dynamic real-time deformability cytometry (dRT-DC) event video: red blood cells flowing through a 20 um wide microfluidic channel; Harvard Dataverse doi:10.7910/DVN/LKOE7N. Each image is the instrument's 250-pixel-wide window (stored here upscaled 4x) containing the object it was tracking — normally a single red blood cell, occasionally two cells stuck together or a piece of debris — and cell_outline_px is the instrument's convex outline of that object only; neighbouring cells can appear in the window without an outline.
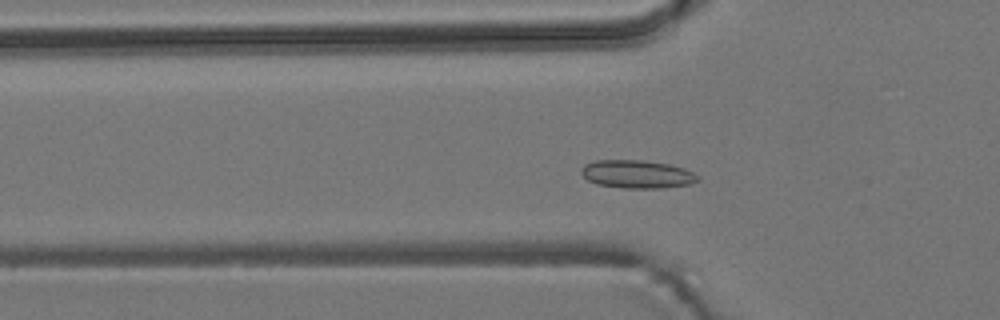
{"species": "common noctule bat (a hibernating species)", "species_latin": "Nyctalus noctula", "temperature_condition": "room temperature", "stored_images_in_passage": 49, "camera_frame_rate_fps": 3000, "um_per_image_px": 0.085, "animal": {"sex": "male", "body_mass_g": 19.2, "forearm_length_mm": 51.8}, "frame": {"image": 1, "passage_image": 18, "time_ms": 5.667, "image_size_px": [1000, 320], "cell_outline_px": [[700, 180], [688, 184], [664, 188], [624, 188], [596, 184], [588, 180], [580, 172], [580, 168], [584, 164], [596, 160], [644, 160], [668, 164], [684, 168], [700, 176]], "centroid_in_image_um": [54.14, 14.8], "position_along_channel_um": 71.7, "area_um2": 19.19}}
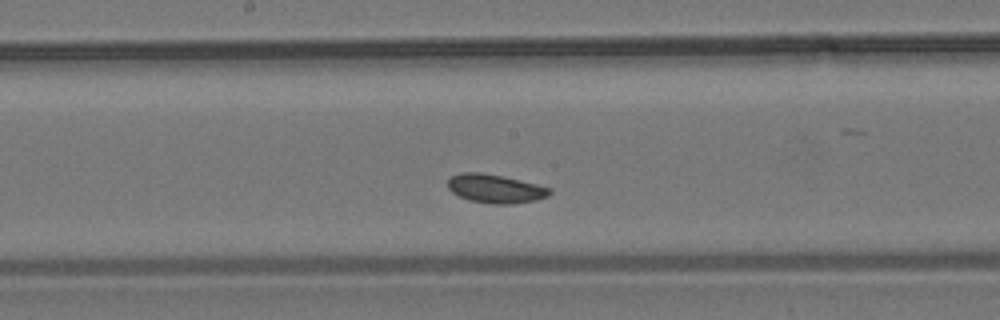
{"frame": {"image": 2, "passage_image": 29, "time_ms": 9.333, "image_size_px": [1000, 320], "cell_outline_px": [[552, 192], [548, 196], [536, 200], [512, 204], [492, 204], [468, 200], [452, 192], [448, 188], [448, 180], [452, 176], [464, 172], [480, 172], [504, 176], [552, 188]], "centroid_in_image_um": [42.12, 16.04], "position_along_channel_um": 206.1, "area_um2": 17.05}}
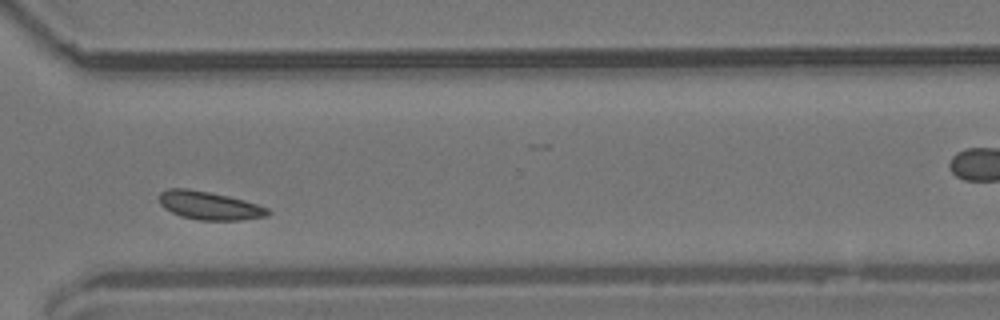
{"frame": {"image": 3, "passage_image": 41, "time_ms": 13.333, "image_size_px": [1000, 320], "cell_outline_px": [[272, 212], [268, 216], [240, 220], [200, 220], [180, 216], [164, 208], [160, 204], [160, 192], [168, 188], [188, 188], [228, 196], [244, 200], [268, 208]], "centroid_in_image_um": [17.8, 17.47], "position_along_channel_um": 352.8, "area_um2": 17.86}}